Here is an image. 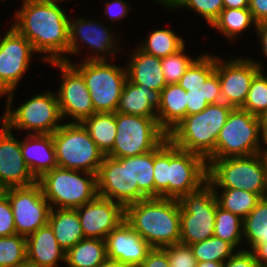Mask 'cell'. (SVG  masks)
<instances>
[{"label":"cell","mask_w":267,"mask_h":267,"mask_svg":"<svg viewBox=\"0 0 267 267\" xmlns=\"http://www.w3.org/2000/svg\"><path fill=\"white\" fill-rule=\"evenodd\" d=\"M61 0H23L12 24L36 52L49 55L47 62L63 61L69 53V18L58 5Z\"/></svg>","instance_id":"1"},{"label":"cell","mask_w":267,"mask_h":267,"mask_svg":"<svg viewBox=\"0 0 267 267\" xmlns=\"http://www.w3.org/2000/svg\"><path fill=\"white\" fill-rule=\"evenodd\" d=\"M155 198L179 199L207 182L206 160L175 146L168 137L154 149Z\"/></svg>","instance_id":"2"},{"label":"cell","mask_w":267,"mask_h":267,"mask_svg":"<svg viewBox=\"0 0 267 267\" xmlns=\"http://www.w3.org/2000/svg\"><path fill=\"white\" fill-rule=\"evenodd\" d=\"M125 221L152 248L180 241V204L173 198H146L125 207Z\"/></svg>","instance_id":"3"},{"label":"cell","mask_w":267,"mask_h":267,"mask_svg":"<svg viewBox=\"0 0 267 267\" xmlns=\"http://www.w3.org/2000/svg\"><path fill=\"white\" fill-rule=\"evenodd\" d=\"M232 106L223 102L209 104L203 111L187 115L169 133L178 148L201 155L206 161L214 154L216 140Z\"/></svg>","instance_id":"4"},{"label":"cell","mask_w":267,"mask_h":267,"mask_svg":"<svg viewBox=\"0 0 267 267\" xmlns=\"http://www.w3.org/2000/svg\"><path fill=\"white\" fill-rule=\"evenodd\" d=\"M207 182L222 189H241L267 197V175L260 154L208 159Z\"/></svg>","instance_id":"5"},{"label":"cell","mask_w":267,"mask_h":267,"mask_svg":"<svg viewBox=\"0 0 267 267\" xmlns=\"http://www.w3.org/2000/svg\"><path fill=\"white\" fill-rule=\"evenodd\" d=\"M56 167L44 173L37 182L44 198L57 208L76 209L92 201L97 194V174Z\"/></svg>","instance_id":"6"},{"label":"cell","mask_w":267,"mask_h":267,"mask_svg":"<svg viewBox=\"0 0 267 267\" xmlns=\"http://www.w3.org/2000/svg\"><path fill=\"white\" fill-rule=\"evenodd\" d=\"M84 78L90 93L95 113H115L124 85L127 81L126 68L111 65L107 60H84L72 63L63 56Z\"/></svg>","instance_id":"7"},{"label":"cell","mask_w":267,"mask_h":267,"mask_svg":"<svg viewBox=\"0 0 267 267\" xmlns=\"http://www.w3.org/2000/svg\"><path fill=\"white\" fill-rule=\"evenodd\" d=\"M52 135L58 167L98 174L105 155L82 123L62 124Z\"/></svg>","instance_id":"8"},{"label":"cell","mask_w":267,"mask_h":267,"mask_svg":"<svg viewBox=\"0 0 267 267\" xmlns=\"http://www.w3.org/2000/svg\"><path fill=\"white\" fill-rule=\"evenodd\" d=\"M178 201L179 243L191 245L212 237L218 205L213 187L206 182L198 190L181 196Z\"/></svg>","instance_id":"9"},{"label":"cell","mask_w":267,"mask_h":267,"mask_svg":"<svg viewBox=\"0 0 267 267\" xmlns=\"http://www.w3.org/2000/svg\"><path fill=\"white\" fill-rule=\"evenodd\" d=\"M117 134L107 156L124 158L139 156L156 149L168 134L157 118L115 112Z\"/></svg>","instance_id":"10"},{"label":"cell","mask_w":267,"mask_h":267,"mask_svg":"<svg viewBox=\"0 0 267 267\" xmlns=\"http://www.w3.org/2000/svg\"><path fill=\"white\" fill-rule=\"evenodd\" d=\"M260 134V135H259ZM261 121L248 111L233 108L219 132L215 152L209 159L245 157L260 154ZM260 143V144H259Z\"/></svg>","instance_id":"11"},{"label":"cell","mask_w":267,"mask_h":267,"mask_svg":"<svg viewBox=\"0 0 267 267\" xmlns=\"http://www.w3.org/2000/svg\"><path fill=\"white\" fill-rule=\"evenodd\" d=\"M1 117L9 129L33 131L30 134H53L62 124L57 94L48 91L29 99L17 109L6 108Z\"/></svg>","instance_id":"12"},{"label":"cell","mask_w":267,"mask_h":267,"mask_svg":"<svg viewBox=\"0 0 267 267\" xmlns=\"http://www.w3.org/2000/svg\"><path fill=\"white\" fill-rule=\"evenodd\" d=\"M178 84L186 90L187 115L197 114L209 104L222 102L215 56L205 54L195 58Z\"/></svg>","instance_id":"13"},{"label":"cell","mask_w":267,"mask_h":267,"mask_svg":"<svg viewBox=\"0 0 267 267\" xmlns=\"http://www.w3.org/2000/svg\"><path fill=\"white\" fill-rule=\"evenodd\" d=\"M3 193L12 207L16 234L27 237L48 223L52 208L38 182L4 189Z\"/></svg>","instance_id":"14"},{"label":"cell","mask_w":267,"mask_h":267,"mask_svg":"<svg viewBox=\"0 0 267 267\" xmlns=\"http://www.w3.org/2000/svg\"><path fill=\"white\" fill-rule=\"evenodd\" d=\"M10 27L0 39V97L8 95L6 108H11L16 85L28 69L31 54L36 53L32 44Z\"/></svg>","instance_id":"15"},{"label":"cell","mask_w":267,"mask_h":267,"mask_svg":"<svg viewBox=\"0 0 267 267\" xmlns=\"http://www.w3.org/2000/svg\"><path fill=\"white\" fill-rule=\"evenodd\" d=\"M97 194L126 207L138 202V186H133L132 157L105 155L97 174Z\"/></svg>","instance_id":"16"},{"label":"cell","mask_w":267,"mask_h":267,"mask_svg":"<svg viewBox=\"0 0 267 267\" xmlns=\"http://www.w3.org/2000/svg\"><path fill=\"white\" fill-rule=\"evenodd\" d=\"M260 63L252 59L236 58L223 61L215 56V72L221 84L222 102L241 108L248 95L253 77L261 70Z\"/></svg>","instance_id":"17"},{"label":"cell","mask_w":267,"mask_h":267,"mask_svg":"<svg viewBox=\"0 0 267 267\" xmlns=\"http://www.w3.org/2000/svg\"><path fill=\"white\" fill-rule=\"evenodd\" d=\"M60 68L62 82L57 92L62 118L72 117V123H82L95 113L90 93L83 76L70 64L64 61H51Z\"/></svg>","instance_id":"18"},{"label":"cell","mask_w":267,"mask_h":267,"mask_svg":"<svg viewBox=\"0 0 267 267\" xmlns=\"http://www.w3.org/2000/svg\"><path fill=\"white\" fill-rule=\"evenodd\" d=\"M76 210L85 238L105 240L125 220L123 205L98 195Z\"/></svg>","instance_id":"19"},{"label":"cell","mask_w":267,"mask_h":267,"mask_svg":"<svg viewBox=\"0 0 267 267\" xmlns=\"http://www.w3.org/2000/svg\"><path fill=\"white\" fill-rule=\"evenodd\" d=\"M37 182L21 152V141L3 123L0 131V186L3 189L29 186Z\"/></svg>","instance_id":"20"},{"label":"cell","mask_w":267,"mask_h":267,"mask_svg":"<svg viewBox=\"0 0 267 267\" xmlns=\"http://www.w3.org/2000/svg\"><path fill=\"white\" fill-rule=\"evenodd\" d=\"M100 24L101 23L98 24L97 22H94V20L90 21L82 18L76 19L74 21H71V19H69V53L78 54L80 52L78 45V41L80 39L81 42L88 44V46L92 48V50H94V52L99 56H94V54L92 53V55L89 58L85 59V61L107 60L106 54L111 53L112 55H115L113 53H115L117 50H120L118 48L119 41L117 42L116 40H113V33L110 34L109 32L110 28L108 30L107 27L103 26V24ZM98 52H100L101 54L103 53L104 56L99 55Z\"/></svg>","instance_id":"21"},{"label":"cell","mask_w":267,"mask_h":267,"mask_svg":"<svg viewBox=\"0 0 267 267\" xmlns=\"http://www.w3.org/2000/svg\"><path fill=\"white\" fill-rule=\"evenodd\" d=\"M107 259L138 267L152 247L124 220L105 238Z\"/></svg>","instance_id":"22"},{"label":"cell","mask_w":267,"mask_h":267,"mask_svg":"<svg viewBox=\"0 0 267 267\" xmlns=\"http://www.w3.org/2000/svg\"><path fill=\"white\" fill-rule=\"evenodd\" d=\"M27 265L32 267H57L65 263L66 251L58 244L52 228L47 223L26 237Z\"/></svg>","instance_id":"23"},{"label":"cell","mask_w":267,"mask_h":267,"mask_svg":"<svg viewBox=\"0 0 267 267\" xmlns=\"http://www.w3.org/2000/svg\"><path fill=\"white\" fill-rule=\"evenodd\" d=\"M22 156L30 172L38 180L44 173L58 167L52 134H28L21 141Z\"/></svg>","instance_id":"24"},{"label":"cell","mask_w":267,"mask_h":267,"mask_svg":"<svg viewBox=\"0 0 267 267\" xmlns=\"http://www.w3.org/2000/svg\"><path fill=\"white\" fill-rule=\"evenodd\" d=\"M161 105V92L126 81L116 112L157 118Z\"/></svg>","instance_id":"25"},{"label":"cell","mask_w":267,"mask_h":267,"mask_svg":"<svg viewBox=\"0 0 267 267\" xmlns=\"http://www.w3.org/2000/svg\"><path fill=\"white\" fill-rule=\"evenodd\" d=\"M127 64V80L135 85H145L148 89L162 91L167 85L161 68V59L147 54L140 48L134 51Z\"/></svg>","instance_id":"26"},{"label":"cell","mask_w":267,"mask_h":267,"mask_svg":"<svg viewBox=\"0 0 267 267\" xmlns=\"http://www.w3.org/2000/svg\"><path fill=\"white\" fill-rule=\"evenodd\" d=\"M186 102V90L178 83L168 84L161 91V105L157 111V121L167 134L187 116Z\"/></svg>","instance_id":"27"},{"label":"cell","mask_w":267,"mask_h":267,"mask_svg":"<svg viewBox=\"0 0 267 267\" xmlns=\"http://www.w3.org/2000/svg\"><path fill=\"white\" fill-rule=\"evenodd\" d=\"M48 224L53 230L58 244L67 251L84 239L81 222L76 209L53 207Z\"/></svg>","instance_id":"28"},{"label":"cell","mask_w":267,"mask_h":267,"mask_svg":"<svg viewBox=\"0 0 267 267\" xmlns=\"http://www.w3.org/2000/svg\"><path fill=\"white\" fill-rule=\"evenodd\" d=\"M106 259V243L103 239L84 238L65 254L68 267H98Z\"/></svg>","instance_id":"29"},{"label":"cell","mask_w":267,"mask_h":267,"mask_svg":"<svg viewBox=\"0 0 267 267\" xmlns=\"http://www.w3.org/2000/svg\"><path fill=\"white\" fill-rule=\"evenodd\" d=\"M82 124L98 148L107 155L113 148L117 134L115 113H94Z\"/></svg>","instance_id":"30"},{"label":"cell","mask_w":267,"mask_h":267,"mask_svg":"<svg viewBox=\"0 0 267 267\" xmlns=\"http://www.w3.org/2000/svg\"><path fill=\"white\" fill-rule=\"evenodd\" d=\"M154 150L132 156L133 186H138V202L146 198H155Z\"/></svg>","instance_id":"31"},{"label":"cell","mask_w":267,"mask_h":267,"mask_svg":"<svg viewBox=\"0 0 267 267\" xmlns=\"http://www.w3.org/2000/svg\"><path fill=\"white\" fill-rule=\"evenodd\" d=\"M243 237L251 250L267 242V197L261 198L256 207L243 219Z\"/></svg>","instance_id":"32"},{"label":"cell","mask_w":267,"mask_h":267,"mask_svg":"<svg viewBox=\"0 0 267 267\" xmlns=\"http://www.w3.org/2000/svg\"><path fill=\"white\" fill-rule=\"evenodd\" d=\"M212 187L215 190L218 206L242 219L256 207L257 202L261 199L258 194L241 189H224L219 195L216 192L217 188Z\"/></svg>","instance_id":"33"},{"label":"cell","mask_w":267,"mask_h":267,"mask_svg":"<svg viewBox=\"0 0 267 267\" xmlns=\"http://www.w3.org/2000/svg\"><path fill=\"white\" fill-rule=\"evenodd\" d=\"M257 26L251 11L248 8H224L218 18L213 22V26L226 37L232 39L251 25Z\"/></svg>","instance_id":"34"},{"label":"cell","mask_w":267,"mask_h":267,"mask_svg":"<svg viewBox=\"0 0 267 267\" xmlns=\"http://www.w3.org/2000/svg\"><path fill=\"white\" fill-rule=\"evenodd\" d=\"M145 41L141 47H138L145 53L160 59L178 52L185 46L183 39L169 29L154 30Z\"/></svg>","instance_id":"35"},{"label":"cell","mask_w":267,"mask_h":267,"mask_svg":"<svg viewBox=\"0 0 267 267\" xmlns=\"http://www.w3.org/2000/svg\"><path fill=\"white\" fill-rule=\"evenodd\" d=\"M197 262H225L234 253L235 247L221 238L212 236L204 241L189 245Z\"/></svg>","instance_id":"36"},{"label":"cell","mask_w":267,"mask_h":267,"mask_svg":"<svg viewBox=\"0 0 267 267\" xmlns=\"http://www.w3.org/2000/svg\"><path fill=\"white\" fill-rule=\"evenodd\" d=\"M27 265V241L23 235L0 237V267Z\"/></svg>","instance_id":"37"},{"label":"cell","mask_w":267,"mask_h":267,"mask_svg":"<svg viewBox=\"0 0 267 267\" xmlns=\"http://www.w3.org/2000/svg\"><path fill=\"white\" fill-rule=\"evenodd\" d=\"M243 219L217 205L214 236L231 243L235 248L243 239Z\"/></svg>","instance_id":"38"},{"label":"cell","mask_w":267,"mask_h":267,"mask_svg":"<svg viewBox=\"0 0 267 267\" xmlns=\"http://www.w3.org/2000/svg\"><path fill=\"white\" fill-rule=\"evenodd\" d=\"M260 70L252 79L247 99L241 109L261 117L267 113V77Z\"/></svg>","instance_id":"39"},{"label":"cell","mask_w":267,"mask_h":267,"mask_svg":"<svg viewBox=\"0 0 267 267\" xmlns=\"http://www.w3.org/2000/svg\"><path fill=\"white\" fill-rule=\"evenodd\" d=\"M185 46L178 52L161 59L166 84H177L195 59L184 54Z\"/></svg>","instance_id":"40"},{"label":"cell","mask_w":267,"mask_h":267,"mask_svg":"<svg viewBox=\"0 0 267 267\" xmlns=\"http://www.w3.org/2000/svg\"><path fill=\"white\" fill-rule=\"evenodd\" d=\"M184 6L203 16L209 25L213 24L224 9L223 0H182L177 7Z\"/></svg>","instance_id":"41"},{"label":"cell","mask_w":267,"mask_h":267,"mask_svg":"<svg viewBox=\"0 0 267 267\" xmlns=\"http://www.w3.org/2000/svg\"><path fill=\"white\" fill-rule=\"evenodd\" d=\"M171 267H196L197 261L189 245L177 243L163 247Z\"/></svg>","instance_id":"42"},{"label":"cell","mask_w":267,"mask_h":267,"mask_svg":"<svg viewBox=\"0 0 267 267\" xmlns=\"http://www.w3.org/2000/svg\"><path fill=\"white\" fill-rule=\"evenodd\" d=\"M16 234L13 211L8 197L0 195V237Z\"/></svg>","instance_id":"43"},{"label":"cell","mask_w":267,"mask_h":267,"mask_svg":"<svg viewBox=\"0 0 267 267\" xmlns=\"http://www.w3.org/2000/svg\"><path fill=\"white\" fill-rule=\"evenodd\" d=\"M239 251V252H238ZM224 262L223 267H260L252 250H238Z\"/></svg>","instance_id":"44"},{"label":"cell","mask_w":267,"mask_h":267,"mask_svg":"<svg viewBox=\"0 0 267 267\" xmlns=\"http://www.w3.org/2000/svg\"><path fill=\"white\" fill-rule=\"evenodd\" d=\"M138 267H171L163 248H152Z\"/></svg>","instance_id":"45"},{"label":"cell","mask_w":267,"mask_h":267,"mask_svg":"<svg viewBox=\"0 0 267 267\" xmlns=\"http://www.w3.org/2000/svg\"><path fill=\"white\" fill-rule=\"evenodd\" d=\"M128 9H130V6H128L124 0H115L106 4L105 12L111 20L115 19L116 21L117 19L120 20L121 18L127 16L129 12Z\"/></svg>","instance_id":"46"},{"label":"cell","mask_w":267,"mask_h":267,"mask_svg":"<svg viewBox=\"0 0 267 267\" xmlns=\"http://www.w3.org/2000/svg\"><path fill=\"white\" fill-rule=\"evenodd\" d=\"M248 9L257 24L267 23V0H249Z\"/></svg>","instance_id":"47"},{"label":"cell","mask_w":267,"mask_h":267,"mask_svg":"<svg viewBox=\"0 0 267 267\" xmlns=\"http://www.w3.org/2000/svg\"><path fill=\"white\" fill-rule=\"evenodd\" d=\"M252 251L260 265L267 263V242L256 245Z\"/></svg>","instance_id":"48"},{"label":"cell","mask_w":267,"mask_h":267,"mask_svg":"<svg viewBox=\"0 0 267 267\" xmlns=\"http://www.w3.org/2000/svg\"><path fill=\"white\" fill-rule=\"evenodd\" d=\"M259 33V41H261L262 51L264 55L267 57V23L257 24L256 29Z\"/></svg>","instance_id":"49"},{"label":"cell","mask_w":267,"mask_h":267,"mask_svg":"<svg viewBox=\"0 0 267 267\" xmlns=\"http://www.w3.org/2000/svg\"><path fill=\"white\" fill-rule=\"evenodd\" d=\"M224 8H248L249 0H223Z\"/></svg>","instance_id":"50"},{"label":"cell","mask_w":267,"mask_h":267,"mask_svg":"<svg viewBox=\"0 0 267 267\" xmlns=\"http://www.w3.org/2000/svg\"><path fill=\"white\" fill-rule=\"evenodd\" d=\"M261 121V136L265 145H267V113L260 117Z\"/></svg>","instance_id":"51"},{"label":"cell","mask_w":267,"mask_h":267,"mask_svg":"<svg viewBox=\"0 0 267 267\" xmlns=\"http://www.w3.org/2000/svg\"><path fill=\"white\" fill-rule=\"evenodd\" d=\"M98 267H135V266L123 265V264H120L118 261L106 259Z\"/></svg>","instance_id":"52"},{"label":"cell","mask_w":267,"mask_h":267,"mask_svg":"<svg viewBox=\"0 0 267 267\" xmlns=\"http://www.w3.org/2000/svg\"><path fill=\"white\" fill-rule=\"evenodd\" d=\"M223 262H213V261H203V262H197L196 267H223Z\"/></svg>","instance_id":"53"},{"label":"cell","mask_w":267,"mask_h":267,"mask_svg":"<svg viewBox=\"0 0 267 267\" xmlns=\"http://www.w3.org/2000/svg\"><path fill=\"white\" fill-rule=\"evenodd\" d=\"M156 1L162 4V6L163 5L166 7L169 6L168 8L175 7V9L182 2V0H156Z\"/></svg>","instance_id":"54"},{"label":"cell","mask_w":267,"mask_h":267,"mask_svg":"<svg viewBox=\"0 0 267 267\" xmlns=\"http://www.w3.org/2000/svg\"><path fill=\"white\" fill-rule=\"evenodd\" d=\"M261 156L264 160L265 166H266V175H267V149H264L261 151Z\"/></svg>","instance_id":"55"},{"label":"cell","mask_w":267,"mask_h":267,"mask_svg":"<svg viewBox=\"0 0 267 267\" xmlns=\"http://www.w3.org/2000/svg\"><path fill=\"white\" fill-rule=\"evenodd\" d=\"M4 189L0 186V195L3 194Z\"/></svg>","instance_id":"56"},{"label":"cell","mask_w":267,"mask_h":267,"mask_svg":"<svg viewBox=\"0 0 267 267\" xmlns=\"http://www.w3.org/2000/svg\"><path fill=\"white\" fill-rule=\"evenodd\" d=\"M260 267H267V263L263 264V265H260Z\"/></svg>","instance_id":"57"}]
</instances>
